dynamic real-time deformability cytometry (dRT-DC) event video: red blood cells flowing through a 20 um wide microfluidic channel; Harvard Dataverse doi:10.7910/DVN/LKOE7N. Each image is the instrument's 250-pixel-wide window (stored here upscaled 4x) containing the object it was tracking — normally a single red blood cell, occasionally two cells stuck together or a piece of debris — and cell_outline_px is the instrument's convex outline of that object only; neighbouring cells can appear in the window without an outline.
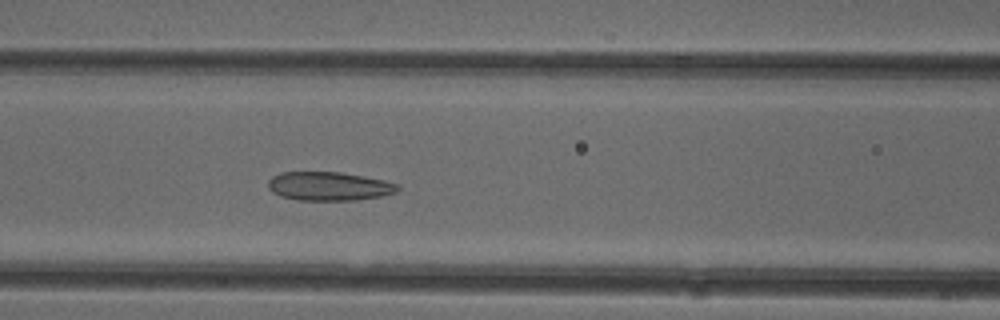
{"species": "common noctule bat (a hibernating species)", "species_latin": "Nyctalus noctula", "temperature_condition": "cold", "stored_images_in_passage": 49, "camera_frame_rate_fps": 3000, "um_per_image_px": 0.085, "animal": {"sex": "female"}, "frame": {"image": 1, "passage_image": 19, "time_ms": 6.0, "image_size_px": [1000, 320], "cell_outline_px": [[400, 188], [396, 192], [384, 196], [356, 200], [296, 200], [280, 196], [272, 192], [268, 188], [268, 180], [272, 176], [280, 172], [340, 172], [364, 176], [384, 180], [400, 184]], "centroid_in_image_um": [27.97, 15.83], "position_along_channel_um": 138.6, "area_um2": 21.96}}
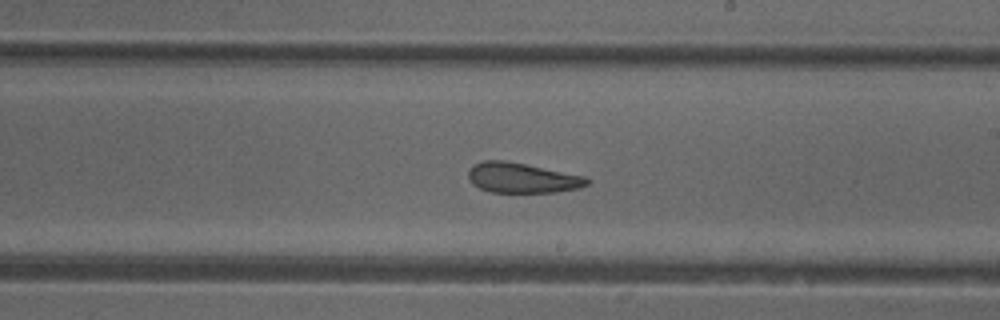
{"frame": {"image": 2, "passage_image": 27, "time_ms": 8.667, "image_size_px": [1000, 320], "cell_outline_px": [[592, 180], [588, 184], [580, 188], [556, 192], [488, 192], [472, 184], [468, 176], [468, 168], [472, 164], [480, 160], [504, 160], [584, 176]], "centroid_in_image_um": [44.34, 15.12], "position_along_channel_um": 244.7, "area_um2": 20.92}}
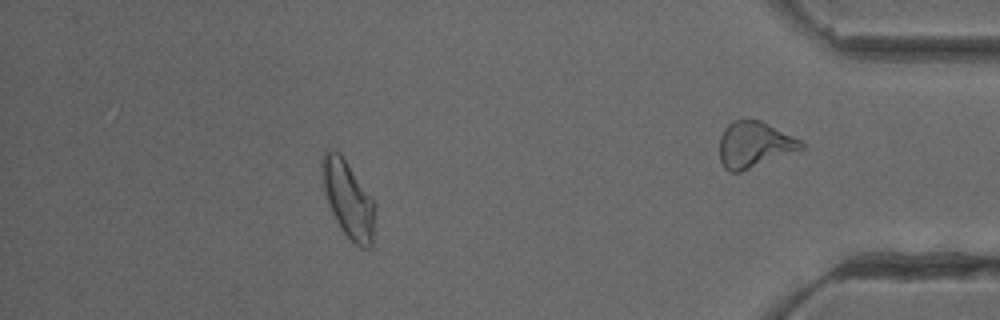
{"frame": {"image": 3, "passage_image": 43, "time_ms": 14.0, "image_size_px": [1000, 320], "cell_outline_px": [[376, 208], [372, 248], [360, 248], [340, 228], [328, 204], [324, 188], [320, 164], [320, 160], [324, 148], [340, 152], [372, 200]], "centroid_in_image_um": [29.58, 16.92], "position_along_channel_um": 405.6, "area_um2": 23.58}, "authors_computed_cell_mechanics": {"area_um2": 23.1778, "velocity_mm_per_s": 3.973, "shape_relaxation_time_tau1_ms": null, "shape_relaxation_time_tau2_ms": 2.8503, "deformation_change_tau1": null, "deformation_change_tau2": 0.0986}}